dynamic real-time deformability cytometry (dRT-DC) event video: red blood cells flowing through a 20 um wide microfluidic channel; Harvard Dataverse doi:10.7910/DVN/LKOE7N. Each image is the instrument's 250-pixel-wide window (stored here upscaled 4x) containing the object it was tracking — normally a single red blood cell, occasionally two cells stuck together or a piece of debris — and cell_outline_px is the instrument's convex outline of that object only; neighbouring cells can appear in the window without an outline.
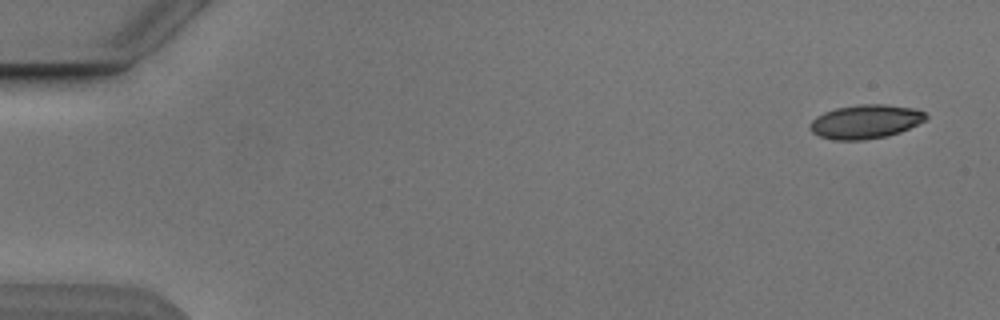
{"species": "Egyptian fruit bat (a non-hibernating species)", "species_latin": "Rousettus aegyptiacus", "temperature_condition": "cold", "stored_images_in_passage": 7, "camera_frame_rate_fps": 3000, "um_per_image_px": 0.085, "animal": {"sex": "male"}, "frame": {"image": 1, "passage_image": 1, "time_ms": 0.0, "image_size_px": [1000, 320], "cell_outline_px": [[928, 120], [900, 132], [888, 136], [864, 140], [832, 140], [820, 136], [812, 132], [808, 128], [808, 124], [816, 116], [824, 112], [836, 108], [860, 104], [884, 104], [916, 108], [924, 112], [928, 116]], "centroid_in_image_um": [73.58, 10.34], "position_along_channel_um": 11.4, "area_um2": 23.24}}